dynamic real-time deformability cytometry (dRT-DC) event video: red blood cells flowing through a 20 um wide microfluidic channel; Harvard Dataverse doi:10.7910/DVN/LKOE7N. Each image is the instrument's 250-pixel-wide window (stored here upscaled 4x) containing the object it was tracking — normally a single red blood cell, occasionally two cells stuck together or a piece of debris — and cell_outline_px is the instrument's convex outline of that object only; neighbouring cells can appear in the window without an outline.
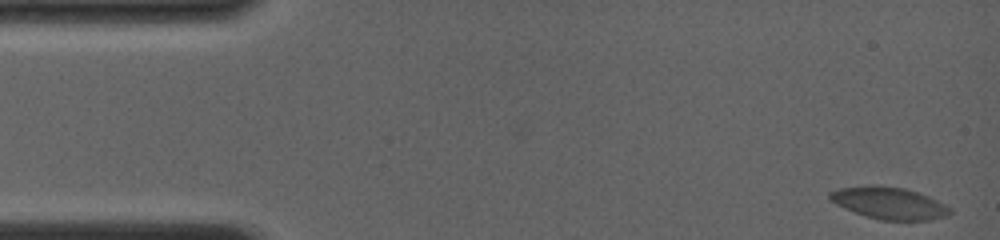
{"species": "common noctule bat (a hibernating species)", "species_latin": "Nyctalus noctula", "temperature_condition": "room temperature", "stored_images_in_passage": 44, "camera_frame_rate_fps": 4000, "um_per_image_px": 0.085, "animal": {"sex": "female", "body_mass_g": 19.0, "forearm_length_mm": 56.7}, "frame": {"image": 1, "passage_image": 1, "time_ms": 0.0, "image_size_px": [1000, 240], "cell_outline_px": [[952, 212], [948, 216], [932, 220], [880, 220], [864, 216], [844, 208], [828, 200], [828, 192], [840, 188], [904, 188], [928, 196], [952, 208]], "centroid_in_image_um": [75.61, 17.32], "position_along_channel_um": 9.4, "area_um2": 21.73}}
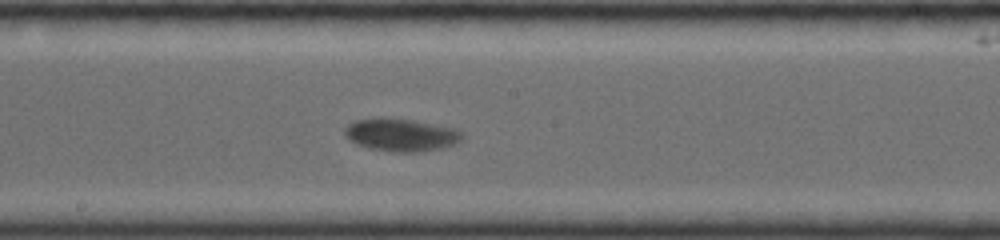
{"frame": {"image": 2, "passage_image": 26, "time_ms": 8.25, "image_size_px": [1000, 240], "cell_outline_px": [[464, 136], [460, 140], [444, 148], [424, 152], [396, 152], [372, 148], [356, 144], [348, 140], [344, 136], [344, 128], [348, 124], [356, 120], [380, 116], [384, 116], [412, 120], [456, 128]], "centroid_in_image_um": [34.05, 11.45], "position_along_channel_um": 214.1, "area_um2": 22.72}}
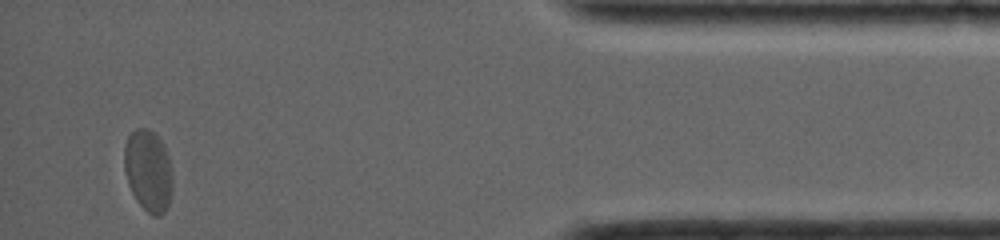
{"frame": {"image": 3, "passage_image": 44, "time_ms": 14.75, "image_size_px": [1000, 240], "cell_outline_px": [[172, 188], [168, 204], [164, 212], [160, 216], [152, 216], [136, 200], [128, 184], [124, 172], [124, 148], [128, 136], [136, 128], [148, 128], [164, 144], [168, 156], [172, 176]], "centroid_in_image_um": [12.59, 14.51], "position_along_channel_um": 422.6, "area_um2": 22.95}, "authors_computed_cell_mechanics": {"area_um2": 21.4727, "velocity_mm_per_s": 3.8951, "shape_relaxation_time_tau1_ms": 4.7695, "shape_relaxation_time_tau2_ms": null, "deformation_change_tau1": 0.165, "deformation_change_tau2": null}}